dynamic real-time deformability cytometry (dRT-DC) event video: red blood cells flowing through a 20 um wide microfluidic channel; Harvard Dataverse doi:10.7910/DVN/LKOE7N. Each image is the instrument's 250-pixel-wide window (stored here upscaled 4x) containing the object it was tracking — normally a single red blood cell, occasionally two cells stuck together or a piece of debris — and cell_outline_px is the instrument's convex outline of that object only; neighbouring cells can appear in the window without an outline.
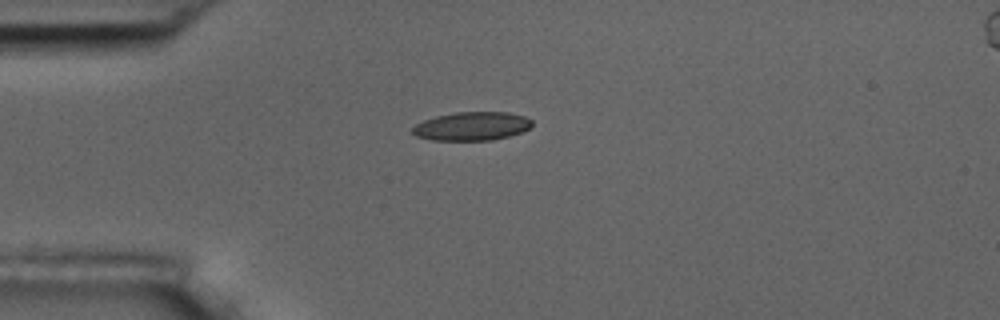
{"species": "common noctule bat (a hibernating species)", "species_latin": "Nyctalus noctula", "temperature_condition": "room temperature", "stored_images_in_passage": 3, "camera_frame_rate_fps": 3000, "um_per_image_px": 0.085, "animal": {"sex": "male", "body_mass_g": 17.5, "forearm_length_mm": 52.3}, "frame": {"image": 1, "passage_image": 1, "time_ms": 0.0, "image_size_px": [1000, 320], "cell_outline_px": [[532, 124], [528, 128], [520, 132], [508, 136], [492, 140], [432, 140], [416, 136], [412, 132], [412, 128], [416, 124], [424, 120], [436, 116], [456, 112], [508, 112], [524, 116], [532, 120]], "centroid_in_image_um": [40.09, 10.72], "position_along_channel_um": 44.9, "area_um2": 19.77}}
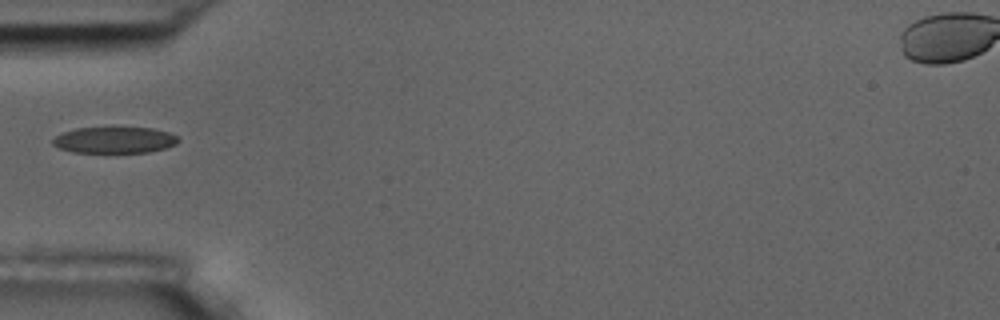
{"frame": {"image": 2, "passage_image": 2, "time_ms": 1.333, "image_size_px": [1000, 320], "cell_outline_px": [[180, 140], [176, 144], [164, 148], [148, 152], [72, 152], [60, 148], [52, 144], [52, 140], [56, 136], [64, 132], [76, 128], [152, 128], [168, 132], [176, 136]], "centroid_in_image_um": [9.73, 11.9], "position_along_channel_um": 75.3, "area_um2": 18.96}}